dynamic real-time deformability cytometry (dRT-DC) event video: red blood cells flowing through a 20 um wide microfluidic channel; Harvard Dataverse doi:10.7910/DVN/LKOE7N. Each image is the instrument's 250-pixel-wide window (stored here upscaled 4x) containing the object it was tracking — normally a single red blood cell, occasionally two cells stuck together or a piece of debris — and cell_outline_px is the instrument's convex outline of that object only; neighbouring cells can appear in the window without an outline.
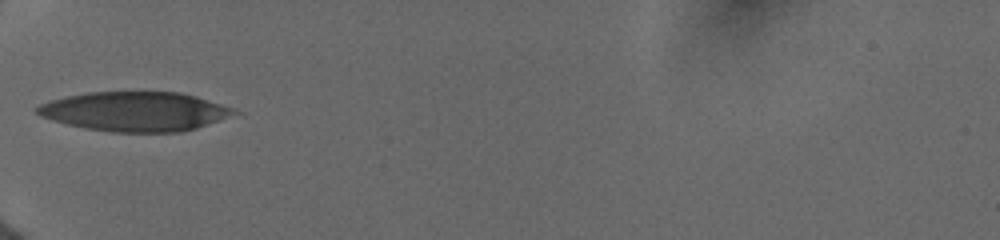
{"species": "human", "species_latin": "Homo sapiens", "temperature_condition": "cold", "stored_images_in_passage": 10, "camera_frame_rate_fps": 3000, "um_per_image_px": 0.085, "donor": {"sex": "female"}, "frame": {"image": 1, "passage_image": 1, "time_ms": 0.0, "image_size_px": [1000, 240], "cell_outline_px": [[240, 112], [196, 128], [180, 132], [112, 132], [84, 128], [52, 120], [40, 116], [36, 112], [36, 108], [40, 104], [52, 100], [68, 96], [88, 92], [180, 92], [196, 96], [232, 108]], "centroid_in_image_um": [11.45, 9.47], "position_along_channel_um": 73.5, "area_um2": 44.8}}
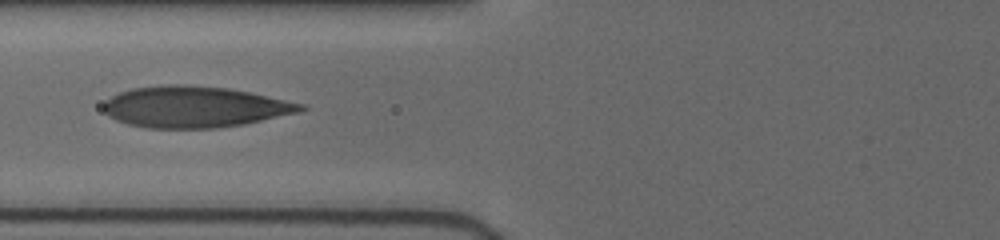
{"frame": {"image": 2, "passage_image": 4, "time_ms": 1.0, "image_size_px": [1000, 240], "cell_outline_px": [[308, 108], [300, 112], [244, 124], [216, 128], [148, 128], [128, 124], [116, 120], [108, 116], [104, 112], [104, 104], [112, 96], [120, 92], [132, 88], [160, 84], [188, 84], [228, 88], [248, 92], [304, 104]], "centroid_in_image_um": [16.53, 9.08], "position_along_channel_um": 109.3, "area_um2": 47.4}}
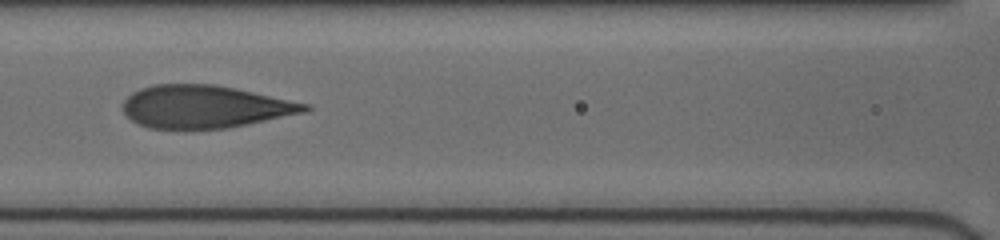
{"frame": {"image": 3, "passage_image": 7, "time_ms": 2.0, "image_size_px": [1000, 240], "cell_outline_px": [[312, 108], [304, 112], [248, 124], [228, 128], [184, 132], [148, 128], [132, 120], [124, 112], [124, 100], [132, 92], [140, 88], [152, 84], [216, 84], [236, 88], [312, 104]], "centroid_in_image_um": [17.4, 9.1], "position_along_channel_um": 149.2, "area_um2": 46.3}}